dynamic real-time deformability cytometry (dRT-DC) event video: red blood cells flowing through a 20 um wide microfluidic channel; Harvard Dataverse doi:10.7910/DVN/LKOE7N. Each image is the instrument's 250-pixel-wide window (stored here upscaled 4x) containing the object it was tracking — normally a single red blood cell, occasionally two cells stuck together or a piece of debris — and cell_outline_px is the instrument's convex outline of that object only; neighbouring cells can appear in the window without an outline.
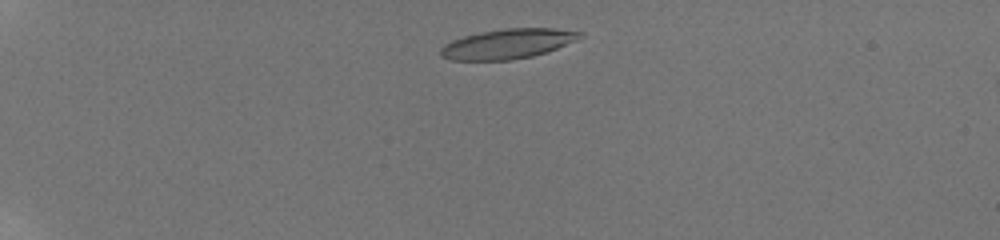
{"species": "human", "species_latin": "Homo sapiens", "temperature_condition": "room temperature", "stored_images_in_passage": 13, "camera_frame_rate_fps": 3000, "um_per_image_px": 0.085, "donor": {"sex": "male"}, "frame": {"image": 1, "passage_image": 5, "time_ms": 1.333, "image_size_px": [1000, 240], "cell_outline_px": [[584, 36], [576, 40], [556, 48], [532, 56], [508, 60], [452, 60], [440, 56], [440, 48], [444, 44], [452, 40], [464, 36], [480, 32], [504, 28], [552, 28], [584, 32]], "centroid_in_image_um": [43.14, 3.71], "position_along_channel_um": 41.9, "area_um2": 24.1}}
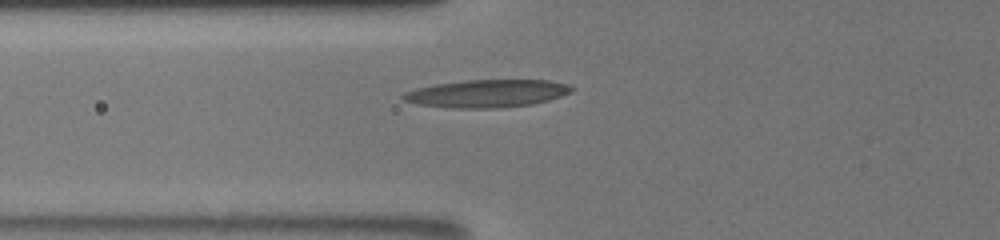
{"frame": {"image": 2, "passage_image": 12, "time_ms": 4.333, "image_size_px": [1000, 240], "cell_outline_px": [[576, 88], [572, 92], [548, 100], [532, 104], [500, 108], [452, 108], [416, 104], [404, 100], [400, 96], [404, 92], [416, 88], [436, 84], [464, 80], [548, 80], [568, 84]], "centroid_in_image_um": [41.39, 7.95], "position_along_channel_um": 84.4, "area_um2": 27.34}}